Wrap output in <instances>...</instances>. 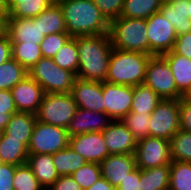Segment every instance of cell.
I'll list each match as a JSON object with an SVG mask.
<instances>
[{"label": "cell", "mask_w": 191, "mask_h": 190, "mask_svg": "<svg viewBox=\"0 0 191 190\" xmlns=\"http://www.w3.org/2000/svg\"><path fill=\"white\" fill-rule=\"evenodd\" d=\"M53 60L59 67L67 69L77 75L79 57L76 37H71L55 54Z\"/></svg>", "instance_id": "1f68e13d"}, {"label": "cell", "mask_w": 191, "mask_h": 190, "mask_svg": "<svg viewBox=\"0 0 191 190\" xmlns=\"http://www.w3.org/2000/svg\"><path fill=\"white\" fill-rule=\"evenodd\" d=\"M169 190H191L190 162H171Z\"/></svg>", "instance_id": "d6a6232c"}, {"label": "cell", "mask_w": 191, "mask_h": 190, "mask_svg": "<svg viewBox=\"0 0 191 190\" xmlns=\"http://www.w3.org/2000/svg\"><path fill=\"white\" fill-rule=\"evenodd\" d=\"M0 111L8 114L17 112L10 90H0Z\"/></svg>", "instance_id": "7dc6e473"}, {"label": "cell", "mask_w": 191, "mask_h": 190, "mask_svg": "<svg viewBox=\"0 0 191 190\" xmlns=\"http://www.w3.org/2000/svg\"><path fill=\"white\" fill-rule=\"evenodd\" d=\"M151 56L137 51L113 48L105 81L125 86L143 84L147 63Z\"/></svg>", "instance_id": "3957f363"}, {"label": "cell", "mask_w": 191, "mask_h": 190, "mask_svg": "<svg viewBox=\"0 0 191 190\" xmlns=\"http://www.w3.org/2000/svg\"><path fill=\"white\" fill-rule=\"evenodd\" d=\"M163 0H124L121 17L148 19L159 12Z\"/></svg>", "instance_id": "83f0119b"}, {"label": "cell", "mask_w": 191, "mask_h": 190, "mask_svg": "<svg viewBox=\"0 0 191 190\" xmlns=\"http://www.w3.org/2000/svg\"><path fill=\"white\" fill-rule=\"evenodd\" d=\"M71 38L67 32L49 34L40 43L44 58H53L59 49Z\"/></svg>", "instance_id": "f35d334b"}, {"label": "cell", "mask_w": 191, "mask_h": 190, "mask_svg": "<svg viewBox=\"0 0 191 190\" xmlns=\"http://www.w3.org/2000/svg\"><path fill=\"white\" fill-rule=\"evenodd\" d=\"M172 161L191 163V132L179 130L170 139Z\"/></svg>", "instance_id": "836d02e7"}, {"label": "cell", "mask_w": 191, "mask_h": 190, "mask_svg": "<svg viewBox=\"0 0 191 190\" xmlns=\"http://www.w3.org/2000/svg\"><path fill=\"white\" fill-rule=\"evenodd\" d=\"M76 44L79 57L76 78L86 81H105L113 50L110 35L77 36Z\"/></svg>", "instance_id": "6da1fadb"}, {"label": "cell", "mask_w": 191, "mask_h": 190, "mask_svg": "<svg viewBox=\"0 0 191 190\" xmlns=\"http://www.w3.org/2000/svg\"><path fill=\"white\" fill-rule=\"evenodd\" d=\"M188 101L191 102V89L189 90V92L184 96Z\"/></svg>", "instance_id": "11a10c76"}, {"label": "cell", "mask_w": 191, "mask_h": 190, "mask_svg": "<svg viewBox=\"0 0 191 190\" xmlns=\"http://www.w3.org/2000/svg\"><path fill=\"white\" fill-rule=\"evenodd\" d=\"M18 4V0H6V15Z\"/></svg>", "instance_id": "f907efd6"}, {"label": "cell", "mask_w": 191, "mask_h": 190, "mask_svg": "<svg viewBox=\"0 0 191 190\" xmlns=\"http://www.w3.org/2000/svg\"><path fill=\"white\" fill-rule=\"evenodd\" d=\"M144 84L161 99L179 100L183 97L177 89L169 64L162 55L151 56L147 63Z\"/></svg>", "instance_id": "52a82bcc"}, {"label": "cell", "mask_w": 191, "mask_h": 190, "mask_svg": "<svg viewBox=\"0 0 191 190\" xmlns=\"http://www.w3.org/2000/svg\"><path fill=\"white\" fill-rule=\"evenodd\" d=\"M93 2L106 19L111 22L120 17L124 0H93Z\"/></svg>", "instance_id": "ab89813d"}, {"label": "cell", "mask_w": 191, "mask_h": 190, "mask_svg": "<svg viewBox=\"0 0 191 190\" xmlns=\"http://www.w3.org/2000/svg\"><path fill=\"white\" fill-rule=\"evenodd\" d=\"M4 25V17L0 14V28H3Z\"/></svg>", "instance_id": "9f6ffc18"}, {"label": "cell", "mask_w": 191, "mask_h": 190, "mask_svg": "<svg viewBox=\"0 0 191 190\" xmlns=\"http://www.w3.org/2000/svg\"><path fill=\"white\" fill-rule=\"evenodd\" d=\"M151 114L149 113H134L130 112L121 121L128 128V130L134 135L135 139L149 137V123Z\"/></svg>", "instance_id": "e575fe53"}, {"label": "cell", "mask_w": 191, "mask_h": 190, "mask_svg": "<svg viewBox=\"0 0 191 190\" xmlns=\"http://www.w3.org/2000/svg\"><path fill=\"white\" fill-rule=\"evenodd\" d=\"M0 14L5 17L6 16V7H5V1L0 0Z\"/></svg>", "instance_id": "816d5d0a"}, {"label": "cell", "mask_w": 191, "mask_h": 190, "mask_svg": "<svg viewBox=\"0 0 191 190\" xmlns=\"http://www.w3.org/2000/svg\"><path fill=\"white\" fill-rule=\"evenodd\" d=\"M16 165L0 162V190H14L13 178Z\"/></svg>", "instance_id": "60d3db41"}, {"label": "cell", "mask_w": 191, "mask_h": 190, "mask_svg": "<svg viewBox=\"0 0 191 190\" xmlns=\"http://www.w3.org/2000/svg\"><path fill=\"white\" fill-rule=\"evenodd\" d=\"M77 109L71 93H45L36 120L67 129Z\"/></svg>", "instance_id": "8992f818"}, {"label": "cell", "mask_w": 191, "mask_h": 190, "mask_svg": "<svg viewBox=\"0 0 191 190\" xmlns=\"http://www.w3.org/2000/svg\"><path fill=\"white\" fill-rule=\"evenodd\" d=\"M140 182V169L136 167L115 189L138 190Z\"/></svg>", "instance_id": "bcb514c9"}, {"label": "cell", "mask_w": 191, "mask_h": 190, "mask_svg": "<svg viewBox=\"0 0 191 190\" xmlns=\"http://www.w3.org/2000/svg\"><path fill=\"white\" fill-rule=\"evenodd\" d=\"M39 26L45 36L54 33L67 32L63 11L60 5H50L39 14Z\"/></svg>", "instance_id": "f1b7e54d"}, {"label": "cell", "mask_w": 191, "mask_h": 190, "mask_svg": "<svg viewBox=\"0 0 191 190\" xmlns=\"http://www.w3.org/2000/svg\"><path fill=\"white\" fill-rule=\"evenodd\" d=\"M177 36L174 26L160 12L147 19L149 55H163L173 50Z\"/></svg>", "instance_id": "8fae6325"}, {"label": "cell", "mask_w": 191, "mask_h": 190, "mask_svg": "<svg viewBox=\"0 0 191 190\" xmlns=\"http://www.w3.org/2000/svg\"><path fill=\"white\" fill-rule=\"evenodd\" d=\"M60 7L71 37L109 34L110 22L93 0H66Z\"/></svg>", "instance_id": "7a4b0ae2"}, {"label": "cell", "mask_w": 191, "mask_h": 190, "mask_svg": "<svg viewBox=\"0 0 191 190\" xmlns=\"http://www.w3.org/2000/svg\"><path fill=\"white\" fill-rule=\"evenodd\" d=\"M47 190H82L71 175L60 176Z\"/></svg>", "instance_id": "ee69618b"}, {"label": "cell", "mask_w": 191, "mask_h": 190, "mask_svg": "<svg viewBox=\"0 0 191 190\" xmlns=\"http://www.w3.org/2000/svg\"><path fill=\"white\" fill-rule=\"evenodd\" d=\"M71 176L80 185L82 190H86L102 177L100 164L87 162L77 171L73 172Z\"/></svg>", "instance_id": "74e56055"}, {"label": "cell", "mask_w": 191, "mask_h": 190, "mask_svg": "<svg viewBox=\"0 0 191 190\" xmlns=\"http://www.w3.org/2000/svg\"><path fill=\"white\" fill-rule=\"evenodd\" d=\"M179 100L162 99L151 113L149 136L170 139L180 130Z\"/></svg>", "instance_id": "9c48e42d"}, {"label": "cell", "mask_w": 191, "mask_h": 190, "mask_svg": "<svg viewBox=\"0 0 191 190\" xmlns=\"http://www.w3.org/2000/svg\"><path fill=\"white\" fill-rule=\"evenodd\" d=\"M68 145L69 135L66 128L36 120L28 146V154H54Z\"/></svg>", "instance_id": "ba28073f"}, {"label": "cell", "mask_w": 191, "mask_h": 190, "mask_svg": "<svg viewBox=\"0 0 191 190\" xmlns=\"http://www.w3.org/2000/svg\"><path fill=\"white\" fill-rule=\"evenodd\" d=\"M71 95L78 108L104 113L102 82L76 78Z\"/></svg>", "instance_id": "2e32d148"}, {"label": "cell", "mask_w": 191, "mask_h": 190, "mask_svg": "<svg viewBox=\"0 0 191 190\" xmlns=\"http://www.w3.org/2000/svg\"><path fill=\"white\" fill-rule=\"evenodd\" d=\"M45 93H71L76 75L54 63L53 58L42 57L29 71Z\"/></svg>", "instance_id": "5b68a950"}, {"label": "cell", "mask_w": 191, "mask_h": 190, "mask_svg": "<svg viewBox=\"0 0 191 190\" xmlns=\"http://www.w3.org/2000/svg\"><path fill=\"white\" fill-rule=\"evenodd\" d=\"M28 147L21 141L0 133V162L20 166L27 163Z\"/></svg>", "instance_id": "cb8c5ba5"}, {"label": "cell", "mask_w": 191, "mask_h": 190, "mask_svg": "<svg viewBox=\"0 0 191 190\" xmlns=\"http://www.w3.org/2000/svg\"><path fill=\"white\" fill-rule=\"evenodd\" d=\"M12 58V44L8 34L0 31V65Z\"/></svg>", "instance_id": "f6af8a7d"}, {"label": "cell", "mask_w": 191, "mask_h": 190, "mask_svg": "<svg viewBox=\"0 0 191 190\" xmlns=\"http://www.w3.org/2000/svg\"><path fill=\"white\" fill-rule=\"evenodd\" d=\"M159 12L174 26L177 35L191 32L188 0H163Z\"/></svg>", "instance_id": "ffe728a7"}, {"label": "cell", "mask_w": 191, "mask_h": 190, "mask_svg": "<svg viewBox=\"0 0 191 190\" xmlns=\"http://www.w3.org/2000/svg\"><path fill=\"white\" fill-rule=\"evenodd\" d=\"M27 165L45 190L60 177L53 165L52 154H29Z\"/></svg>", "instance_id": "603a6c76"}, {"label": "cell", "mask_w": 191, "mask_h": 190, "mask_svg": "<svg viewBox=\"0 0 191 190\" xmlns=\"http://www.w3.org/2000/svg\"><path fill=\"white\" fill-rule=\"evenodd\" d=\"M114 120L102 112L78 108L67 128L69 137L89 132H102Z\"/></svg>", "instance_id": "e0dca14e"}, {"label": "cell", "mask_w": 191, "mask_h": 190, "mask_svg": "<svg viewBox=\"0 0 191 190\" xmlns=\"http://www.w3.org/2000/svg\"><path fill=\"white\" fill-rule=\"evenodd\" d=\"M69 145L87 162L100 164L109 154L102 132H89L69 137Z\"/></svg>", "instance_id": "5bb4252c"}, {"label": "cell", "mask_w": 191, "mask_h": 190, "mask_svg": "<svg viewBox=\"0 0 191 190\" xmlns=\"http://www.w3.org/2000/svg\"><path fill=\"white\" fill-rule=\"evenodd\" d=\"M27 75L28 71L11 58L0 65V90H11Z\"/></svg>", "instance_id": "4dcf8cb0"}, {"label": "cell", "mask_w": 191, "mask_h": 190, "mask_svg": "<svg viewBox=\"0 0 191 190\" xmlns=\"http://www.w3.org/2000/svg\"><path fill=\"white\" fill-rule=\"evenodd\" d=\"M173 51L176 54L191 59V32L177 36Z\"/></svg>", "instance_id": "7bdbcfd3"}, {"label": "cell", "mask_w": 191, "mask_h": 190, "mask_svg": "<svg viewBox=\"0 0 191 190\" xmlns=\"http://www.w3.org/2000/svg\"><path fill=\"white\" fill-rule=\"evenodd\" d=\"M52 159L59 176L71 175L87 163L85 158L75 152L70 145L52 154Z\"/></svg>", "instance_id": "484cf974"}, {"label": "cell", "mask_w": 191, "mask_h": 190, "mask_svg": "<svg viewBox=\"0 0 191 190\" xmlns=\"http://www.w3.org/2000/svg\"><path fill=\"white\" fill-rule=\"evenodd\" d=\"M162 99L147 85L133 86L130 112L151 114Z\"/></svg>", "instance_id": "4316f807"}, {"label": "cell", "mask_w": 191, "mask_h": 190, "mask_svg": "<svg viewBox=\"0 0 191 190\" xmlns=\"http://www.w3.org/2000/svg\"><path fill=\"white\" fill-rule=\"evenodd\" d=\"M12 115L13 114H8L4 111H0V133L5 130V127L10 121Z\"/></svg>", "instance_id": "681fc988"}, {"label": "cell", "mask_w": 191, "mask_h": 190, "mask_svg": "<svg viewBox=\"0 0 191 190\" xmlns=\"http://www.w3.org/2000/svg\"><path fill=\"white\" fill-rule=\"evenodd\" d=\"M104 113L114 121L122 120L130 113L133 100V86L102 82Z\"/></svg>", "instance_id": "7c38bea8"}, {"label": "cell", "mask_w": 191, "mask_h": 190, "mask_svg": "<svg viewBox=\"0 0 191 190\" xmlns=\"http://www.w3.org/2000/svg\"><path fill=\"white\" fill-rule=\"evenodd\" d=\"M50 5L47 0H18V4L5 17L33 18Z\"/></svg>", "instance_id": "d590c367"}, {"label": "cell", "mask_w": 191, "mask_h": 190, "mask_svg": "<svg viewBox=\"0 0 191 190\" xmlns=\"http://www.w3.org/2000/svg\"><path fill=\"white\" fill-rule=\"evenodd\" d=\"M17 112L36 114L45 94L43 88L29 75L11 90Z\"/></svg>", "instance_id": "9a60e30c"}, {"label": "cell", "mask_w": 191, "mask_h": 190, "mask_svg": "<svg viewBox=\"0 0 191 190\" xmlns=\"http://www.w3.org/2000/svg\"><path fill=\"white\" fill-rule=\"evenodd\" d=\"M12 58L29 71L41 58L40 44L11 42Z\"/></svg>", "instance_id": "f546056e"}, {"label": "cell", "mask_w": 191, "mask_h": 190, "mask_svg": "<svg viewBox=\"0 0 191 190\" xmlns=\"http://www.w3.org/2000/svg\"><path fill=\"white\" fill-rule=\"evenodd\" d=\"M51 5H60L61 3L65 2L66 0H47Z\"/></svg>", "instance_id": "f5cc1de1"}, {"label": "cell", "mask_w": 191, "mask_h": 190, "mask_svg": "<svg viewBox=\"0 0 191 190\" xmlns=\"http://www.w3.org/2000/svg\"><path fill=\"white\" fill-rule=\"evenodd\" d=\"M188 18L191 20V0H188Z\"/></svg>", "instance_id": "db71d44e"}, {"label": "cell", "mask_w": 191, "mask_h": 190, "mask_svg": "<svg viewBox=\"0 0 191 190\" xmlns=\"http://www.w3.org/2000/svg\"><path fill=\"white\" fill-rule=\"evenodd\" d=\"M35 122L36 114L16 112L11 116L2 133L9 139L21 140L28 147Z\"/></svg>", "instance_id": "44dd1931"}, {"label": "cell", "mask_w": 191, "mask_h": 190, "mask_svg": "<svg viewBox=\"0 0 191 190\" xmlns=\"http://www.w3.org/2000/svg\"><path fill=\"white\" fill-rule=\"evenodd\" d=\"M162 56L169 64L178 91L185 96L191 89V59L176 54L173 50Z\"/></svg>", "instance_id": "7402d4cb"}, {"label": "cell", "mask_w": 191, "mask_h": 190, "mask_svg": "<svg viewBox=\"0 0 191 190\" xmlns=\"http://www.w3.org/2000/svg\"><path fill=\"white\" fill-rule=\"evenodd\" d=\"M101 174L113 187H117L127 174L136 168L134 154H111L101 163Z\"/></svg>", "instance_id": "d6986e66"}, {"label": "cell", "mask_w": 191, "mask_h": 190, "mask_svg": "<svg viewBox=\"0 0 191 190\" xmlns=\"http://www.w3.org/2000/svg\"><path fill=\"white\" fill-rule=\"evenodd\" d=\"M3 30L11 42L40 44L45 37L39 26V15L33 18L4 17Z\"/></svg>", "instance_id": "4fadbf2b"}, {"label": "cell", "mask_w": 191, "mask_h": 190, "mask_svg": "<svg viewBox=\"0 0 191 190\" xmlns=\"http://www.w3.org/2000/svg\"><path fill=\"white\" fill-rule=\"evenodd\" d=\"M136 167L139 169L170 165V141L164 138L146 137L137 141L134 152Z\"/></svg>", "instance_id": "30bf717a"}, {"label": "cell", "mask_w": 191, "mask_h": 190, "mask_svg": "<svg viewBox=\"0 0 191 190\" xmlns=\"http://www.w3.org/2000/svg\"><path fill=\"white\" fill-rule=\"evenodd\" d=\"M179 108L180 130L191 132V102L183 96L179 99Z\"/></svg>", "instance_id": "b9f144b4"}, {"label": "cell", "mask_w": 191, "mask_h": 190, "mask_svg": "<svg viewBox=\"0 0 191 190\" xmlns=\"http://www.w3.org/2000/svg\"><path fill=\"white\" fill-rule=\"evenodd\" d=\"M112 47L149 54L147 19L119 17L110 22Z\"/></svg>", "instance_id": "277c9868"}, {"label": "cell", "mask_w": 191, "mask_h": 190, "mask_svg": "<svg viewBox=\"0 0 191 190\" xmlns=\"http://www.w3.org/2000/svg\"><path fill=\"white\" fill-rule=\"evenodd\" d=\"M14 190H45L36 179L31 168L26 164L16 166L13 178Z\"/></svg>", "instance_id": "8d00e7d4"}, {"label": "cell", "mask_w": 191, "mask_h": 190, "mask_svg": "<svg viewBox=\"0 0 191 190\" xmlns=\"http://www.w3.org/2000/svg\"><path fill=\"white\" fill-rule=\"evenodd\" d=\"M109 154H134L137 140L122 121H113L102 131Z\"/></svg>", "instance_id": "ac0fdd59"}, {"label": "cell", "mask_w": 191, "mask_h": 190, "mask_svg": "<svg viewBox=\"0 0 191 190\" xmlns=\"http://www.w3.org/2000/svg\"><path fill=\"white\" fill-rule=\"evenodd\" d=\"M86 190H115V187H113L104 177H100Z\"/></svg>", "instance_id": "c3c4849f"}, {"label": "cell", "mask_w": 191, "mask_h": 190, "mask_svg": "<svg viewBox=\"0 0 191 190\" xmlns=\"http://www.w3.org/2000/svg\"><path fill=\"white\" fill-rule=\"evenodd\" d=\"M170 165L140 169L138 190H169Z\"/></svg>", "instance_id": "d4e9b609"}]
</instances>
